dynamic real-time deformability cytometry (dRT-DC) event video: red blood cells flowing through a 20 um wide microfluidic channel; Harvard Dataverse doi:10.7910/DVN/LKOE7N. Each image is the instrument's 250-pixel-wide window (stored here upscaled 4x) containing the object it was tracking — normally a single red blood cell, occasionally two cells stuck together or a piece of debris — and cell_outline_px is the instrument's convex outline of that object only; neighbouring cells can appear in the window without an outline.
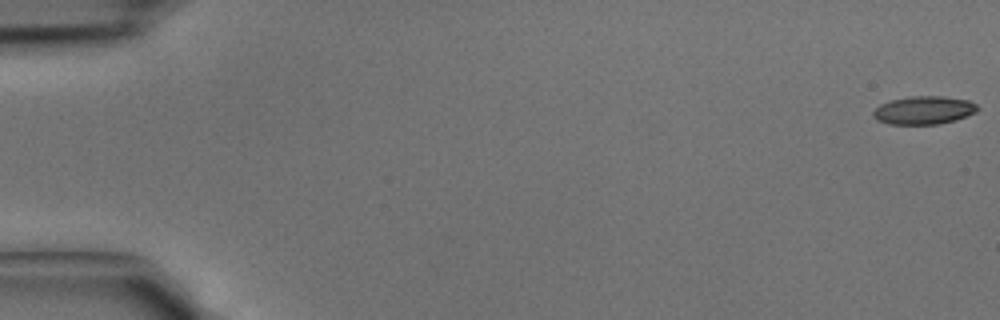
{"species": "common noctule bat (a hibernating species)", "species_latin": "Nyctalus noctula", "temperature_condition": "cold", "stored_images_in_passage": 43, "camera_frame_rate_fps": 3000, "um_per_image_px": 0.085, "animal": {"sex": "male", "body_mass_g": 15.6}, "frame": {"image": 1, "passage_image": 1, "time_ms": 0.0, "image_size_px": [1000, 320], "cell_outline_px": [[980, 108], [976, 112], [956, 120], [940, 124], [888, 124], [876, 120], [872, 116], [872, 112], [880, 104], [888, 100], [908, 96], [944, 96], [968, 100], [976, 104]], "centroid_in_image_um": [78.5, 9.36], "position_along_channel_um": 6.5, "area_um2": 17.4}}
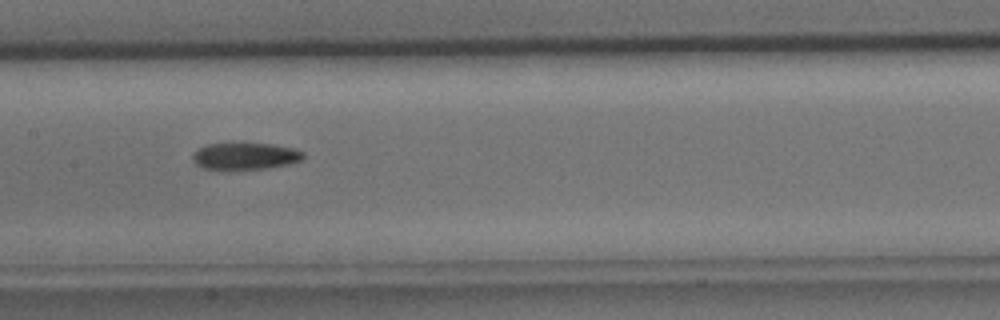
{"frame": {"image": 2, "passage_image": 22, "time_ms": 7.0, "image_size_px": [1000, 320], "cell_outline_px": [[304, 156], [300, 160], [288, 164], [268, 168], [224, 172], [204, 168], [196, 164], [192, 160], [192, 156], [200, 148], [208, 144], [268, 144], [292, 148], [304, 152]], "centroid_in_image_um": [20.8, 13.32], "position_along_channel_um": 186.6, "area_um2": 17.51}}
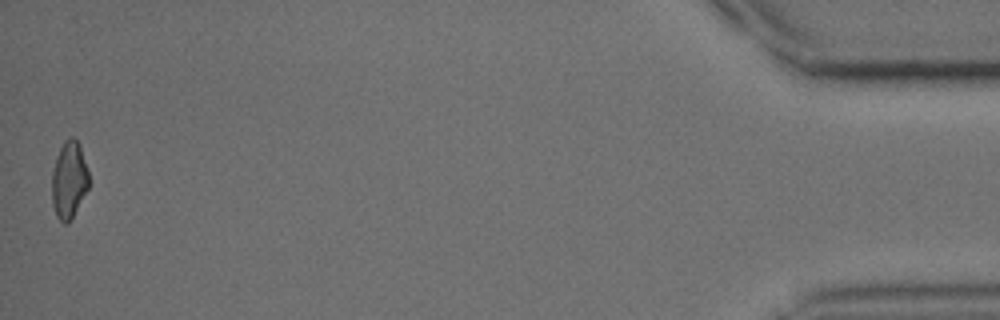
{"frame": {"image": 3, "passage_image": 43, "time_ms": 14.0, "image_size_px": [1000, 320], "cell_outline_px": [[88, 188], [68, 224], [64, 224], [56, 216], [52, 204], [52, 172], [56, 156], [64, 140], [68, 136], [72, 136], [80, 144], [88, 172]], "centroid_in_image_um": [5.85, 15.27], "position_along_channel_um": 429.4, "area_um2": 16.59}}